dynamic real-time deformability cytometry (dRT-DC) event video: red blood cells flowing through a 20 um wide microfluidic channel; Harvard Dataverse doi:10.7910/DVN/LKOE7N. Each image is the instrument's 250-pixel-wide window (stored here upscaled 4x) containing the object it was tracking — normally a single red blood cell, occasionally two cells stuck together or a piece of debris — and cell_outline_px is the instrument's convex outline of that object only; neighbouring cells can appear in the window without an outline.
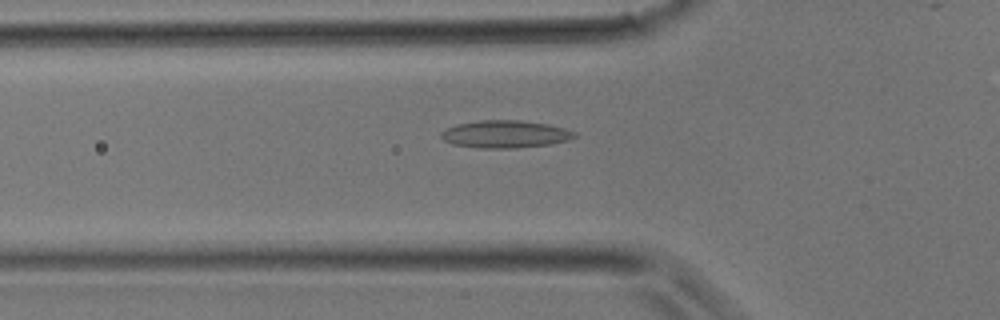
{"species": "common noctule bat (a hibernating species)", "species_latin": "Nyctalus noctula", "temperature_condition": "room temperature", "stored_images_in_passage": 26, "camera_frame_rate_fps": 3000, "um_per_image_px": 0.085, "animal": {"sex": "male", "body_mass_g": 17.9}, "frame": {"image": 1, "passage_image": 4, "time_ms": 1.0, "image_size_px": [1000, 320], "cell_outline_px": [[580, 136], [572, 140], [548, 144], [516, 148], [480, 148], [452, 144], [444, 140], [440, 136], [440, 132], [444, 128], [456, 124], [480, 120], [520, 120], [548, 124], [564, 128], [576, 132]], "centroid_in_image_um": [42.96, 11.4], "position_along_channel_um": 82.8, "area_um2": 21.68}}
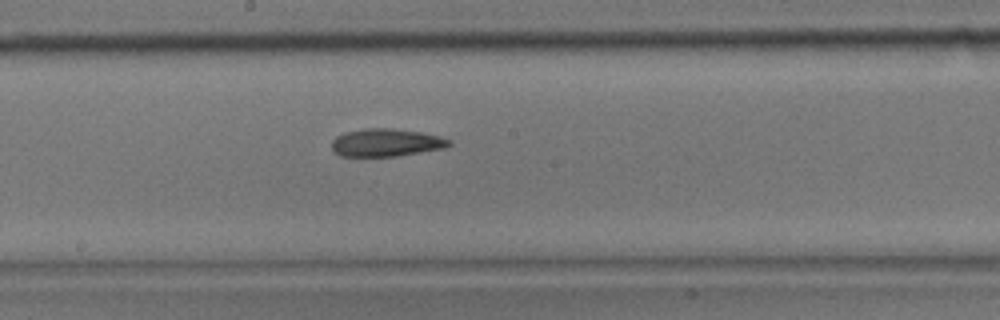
{"frame": {"image": 2, "passage_image": 11, "time_ms": 3.333, "image_size_px": [1000, 320], "cell_outline_px": [[452, 144], [444, 148], [396, 156], [340, 156], [332, 148], [332, 140], [336, 136], [344, 132], [364, 128], [392, 128], [420, 132], [440, 136], [452, 140]], "centroid_in_image_um": [32.82, 12.11], "position_along_channel_um": 215.4, "area_um2": 19.02}}
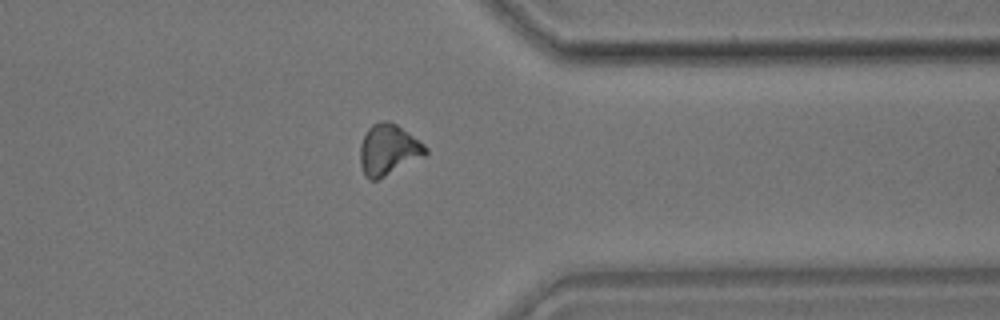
{"frame": {"image": 3, "passage_image": 20, "time_ms": 6.333, "image_size_px": [1000, 320], "cell_outline_px": [[428, 152], [424, 156], [376, 180], [368, 180], [364, 176], [360, 164], [360, 144], [368, 128], [372, 124], [380, 120], [388, 120], [396, 124], [424, 144], [428, 148]], "centroid_in_image_um": [32.98, 12.72], "position_along_channel_um": 378.4, "area_um2": 19.31}}